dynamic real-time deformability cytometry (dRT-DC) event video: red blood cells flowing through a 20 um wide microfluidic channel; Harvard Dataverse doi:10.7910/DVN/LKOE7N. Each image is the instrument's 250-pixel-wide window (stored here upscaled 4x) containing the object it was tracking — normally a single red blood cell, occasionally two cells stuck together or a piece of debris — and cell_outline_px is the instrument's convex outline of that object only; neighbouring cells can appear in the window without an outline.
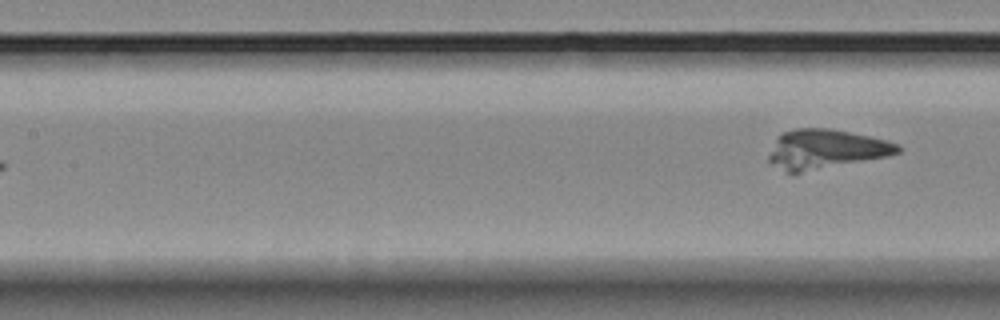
{"species": "Egyptian fruit bat (a non-hibernating species)", "species_latin": "Rousettus aegyptiacus", "temperature_condition": "room temperature", "stored_images_in_passage": 6, "camera_frame_rate_fps": 3000, "um_per_image_px": 0.085, "animal": {"sex": "female"}, "frame": {"image": 1, "passage_image": 6, "time_ms": 6.0, "image_size_px": [1000, 320], "cell_outline_px": [[904, 148], [900, 152], [888, 156], [800, 172], [788, 172], [772, 164], [768, 160], [768, 156], [776, 136], [784, 132], [796, 128], [828, 128], [888, 140], [900, 144]], "centroid_in_image_um": [70.2, 12.66], "position_along_channel_um": 137.2, "area_um2": 29.3}}